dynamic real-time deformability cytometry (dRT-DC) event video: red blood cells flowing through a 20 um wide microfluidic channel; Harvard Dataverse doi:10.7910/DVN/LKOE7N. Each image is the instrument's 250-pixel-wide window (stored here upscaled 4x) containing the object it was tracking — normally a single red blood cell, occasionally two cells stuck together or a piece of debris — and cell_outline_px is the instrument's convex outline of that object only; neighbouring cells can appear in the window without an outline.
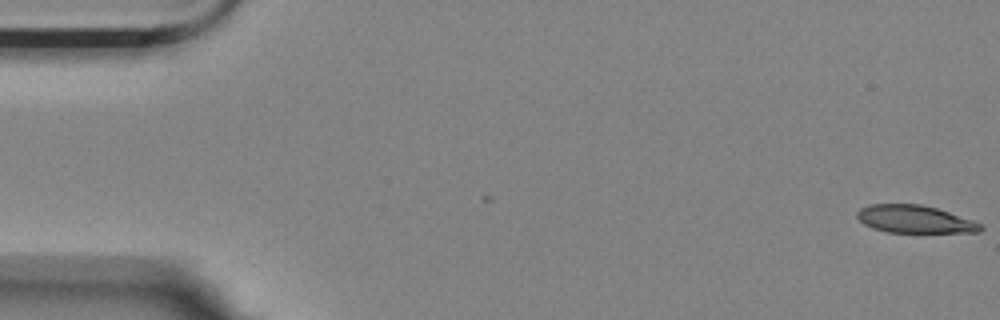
{"species": "Egyptian fruit bat (a non-hibernating species)", "species_latin": "Rousettus aegyptiacus", "temperature_condition": "room temperature", "stored_images_in_passage": 2, "camera_frame_rate_fps": 3000, "um_per_image_px": 0.085, "animal": {"sex": "female"}, "frame": {"image": 1, "passage_image": 2, "time_ms": 0.333, "image_size_px": [1000, 320], "cell_outline_px": [[984, 228], [980, 232], [888, 232], [872, 228], [864, 224], [856, 216], [856, 212], [860, 208], [872, 204], [920, 204], [936, 208], [984, 224]], "centroid_in_image_um": [77.75, 18.63], "position_along_channel_um": 7.2, "area_um2": 19.83}}